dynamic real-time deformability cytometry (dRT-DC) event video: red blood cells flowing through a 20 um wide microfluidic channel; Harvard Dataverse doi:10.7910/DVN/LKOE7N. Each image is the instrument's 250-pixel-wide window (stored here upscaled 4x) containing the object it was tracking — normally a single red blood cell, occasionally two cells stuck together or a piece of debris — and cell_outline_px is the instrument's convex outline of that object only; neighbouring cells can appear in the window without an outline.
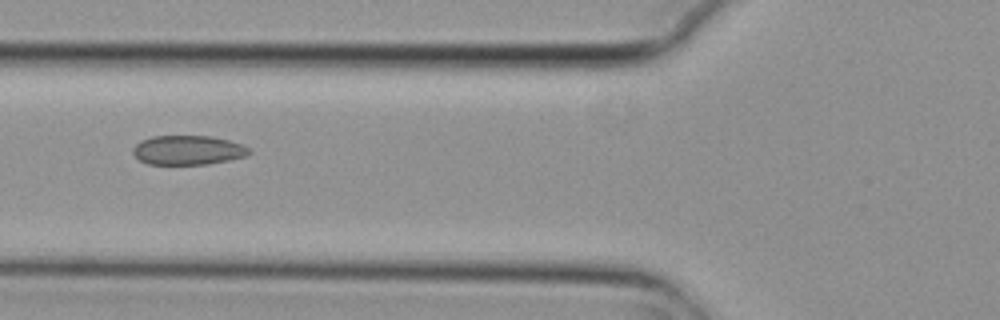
{"species": "common noctule bat (a hibernating species)", "species_latin": "Nyctalus noctula", "temperature_condition": "cold", "stored_images_in_passage": 6, "camera_frame_rate_fps": 3000, "um_per_image_px": 0.085, "animal": {"sex": "female", "body_mass_g": 29.2, "forearm_length_mm": 56.3}, "frame": {"image": 1, "passage_image": 5, "time_ms": 1.333, "image_size_px": [1000, 320], "cell_outline_px": [[252, 152], [248, 156], [208, 164], [148, 164], [140, 160], [132, 152], [132, 148], [140, 140], [152, 136], [212, 136], [228, 140], [240, 144], [248, 148]], "centroid_in_image_um": [15.97, 12.76], "position_along_channel_um": 109.8, "area_um2": 19.88}}
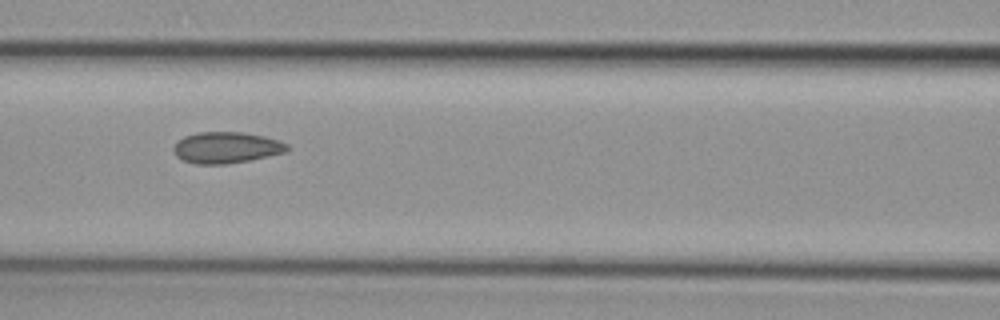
{"frame": {"image": 2, "passage_image": 6, "time_ms": 1.667, "image_size_px": [1000, 320], "cell_outline_px": [[288, 148], [284, 152], [268, 156], [248, 160], [224, 164], [196, 164], [184, 160], [176, 156], [172, 148], [176, 140], [184, 136], [196, 132], [240, 132], [264, 136], [288, 144]], "centroid_in_image_um": [19.17, 12.53], "position_along_channel_um": 147.4, "area_um2": 20.58}}